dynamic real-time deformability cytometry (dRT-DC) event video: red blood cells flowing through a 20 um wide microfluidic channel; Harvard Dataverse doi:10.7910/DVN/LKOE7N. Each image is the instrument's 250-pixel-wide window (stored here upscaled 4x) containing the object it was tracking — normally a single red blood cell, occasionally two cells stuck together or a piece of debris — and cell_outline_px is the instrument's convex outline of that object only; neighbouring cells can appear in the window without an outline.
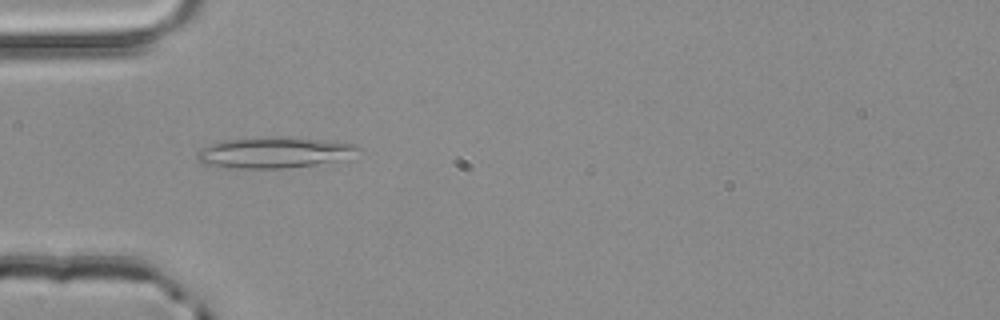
{"species": "common noctule bat (a hibernating species)", "species_latin": "Nyctalus noctula", "temperature_condition": "room temperature", "stored_images_in_passage": 3, "camera_frame_rate_fps": 3000, "um_per_image_px": 0.085, "animal": {"sex": "male", "body_mass_g": 20.4}, "frame": {"image": 1, "passage_image": 3, "time_ms": 0.667, "image_size_px": [1000, 320], "cell_outline_px": [[360, 148], [328, 160], [316, 164], [288, 168], [236, 168], [208, 164], [196, 160], [196, 156], [204, 148], [212, 144], [224, 140], [288, 136], [328, 140], [352, 144]], "centroid_in_image_um": [23.17, 12.95], "position_along_channel_um": 61.8, "area_um2": 27.69}}